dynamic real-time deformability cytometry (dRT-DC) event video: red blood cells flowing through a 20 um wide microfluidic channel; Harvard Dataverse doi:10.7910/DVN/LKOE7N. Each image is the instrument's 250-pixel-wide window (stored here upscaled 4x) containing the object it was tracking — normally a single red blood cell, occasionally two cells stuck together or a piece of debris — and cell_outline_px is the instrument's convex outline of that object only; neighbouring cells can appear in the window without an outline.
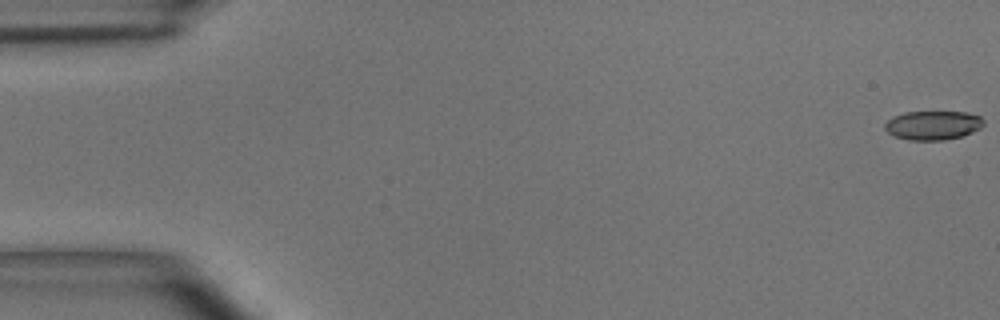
{"species": "common noctule bat (a hibernating species)", "species_latin": "Nyctalus noctula", "temperature_condition": "room temperature", "stored_images_in_passage": 55, "camera_frame_rate_fps": 3000, "um_per_image_px": 0.085, "animal": {"sex": "male", "body_mass_g": 15.6}, "frame": {"image": 1, "passage_image": 1, "time_ms": 0.0, "image_size_px": [1000, 320], "cell_outline_px": [[984, 124], [980, 128], [972, 132], [960, 136], [944, 140], [908, 140], [892, 136], [884, 128], [884, 124], [892, 116], [904, 112], [964, 112], [980, 116], [984, 120]], "centroid_in_image_um": [79.26, 10.65], "position_along_channel_um": 5.7, "area_um2": 16.76}}
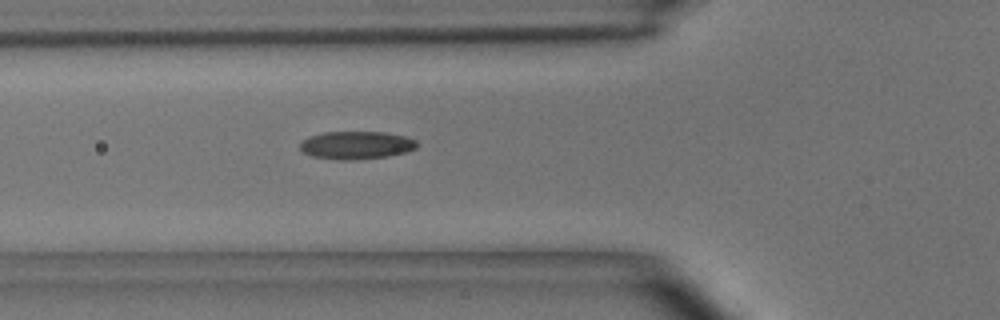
{"frame": {"image": 2, "passage_image": 20, "time_ms": 6.333, "image_size_px": [1000, 320], "cell_outline_px": [[416, 148], [408, 152], [388, 156], [356, 160], [340, 160], [312, 156], [304, 152], [300, 148], [300, 140], [308, 136], [324, 132], [384, 132], [404, 136], [416, 140]], "centroid_in_image_um": [30.27, 12.34], "position_along_channel_um": 95.5, "area_um2": 19.13}}
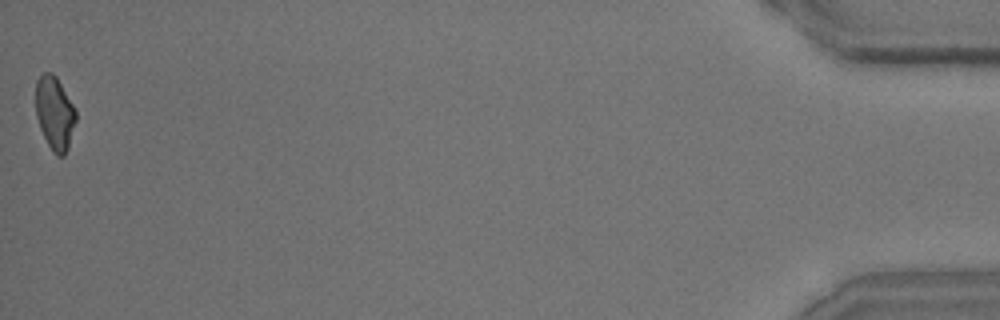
{"frame": {"image": 3, "passage_image": 55, "time_ms": 18.0, "image_size_px": [1000, 320], "cell_outline_px": [[76, 120], [68, 148], [64, 156], [56, 156], [52, 152], [40, 128], [36, 116], [36, 80], [44, 72], [52, 72], [56, 76], [76, 108]], "centroid_in_image_um": [4.66, 9.61], "position_along_channel_um": 430.5, "area_um2": 17.28}, "authors_computed_cell_mechanics": {"area_um2": 17.8602, "velocity_mm_per_s": 3.6771, "shape_relaxation_time_tau1_ms": 4.0724, "shape_relaxation_time_tau2_ms": 3.0136, "deformation_change_tau1": 0.1384, "deformation_change_tau2": 0.0954}}